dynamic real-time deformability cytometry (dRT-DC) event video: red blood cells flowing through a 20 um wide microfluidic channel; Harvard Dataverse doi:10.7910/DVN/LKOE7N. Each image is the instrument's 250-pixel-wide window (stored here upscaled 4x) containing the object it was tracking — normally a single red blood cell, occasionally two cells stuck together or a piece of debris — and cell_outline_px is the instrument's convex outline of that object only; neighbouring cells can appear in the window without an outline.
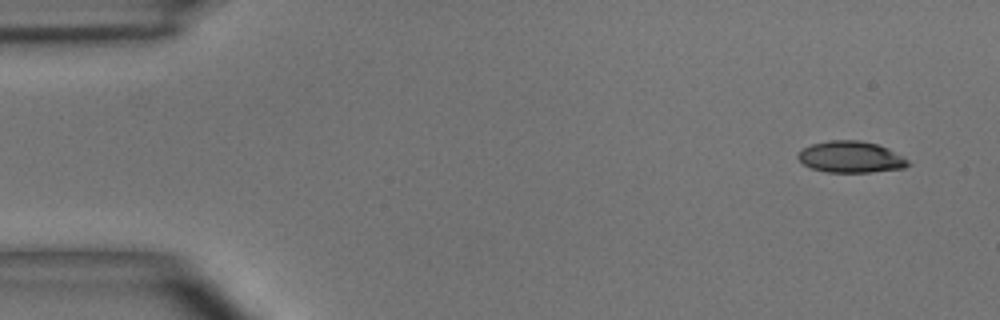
{"species": "common noctule bat (a hibernating species)", "species_latin": "Nyctalus noctula", "temperature_condition": "room temperature", "stored_images_in_passage": 4, "camera_frame_rate_fps": 3000, "um_per_image_px": 0.085, "animal": {"sex": "male", "body_mass_g": 15.6}, "frame": {"image": 1, "passage_image": 1, "time_ms": 0.0, "image_size_px": [1000, 320], "cell_outline_px": [[908, 164], [904, 168], [872, 172], [828, 172], [812, 168], [804, 164], [796, 156], [804, 148], [812, 144], [828, 140], [860, 140], [876, 144], [888, 148], [908, 160]], "centroid_in_image_um": [72.31, 13.34], "position_along_channel_um": 12.7, "area_um2": 19.94}}
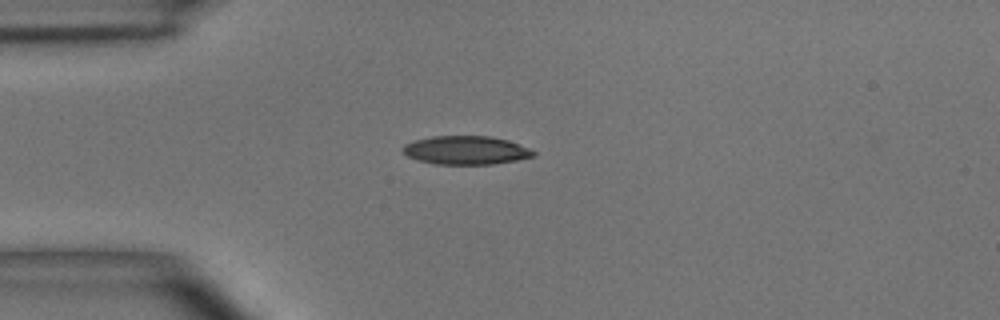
{"frame": {"image": 2, "passage_image": 4, "time_ms": 3.333, "image_size_px": [1000, 320], "cell_outline_px": [[536, 156], [516, 160], [492, 164], [436, 164], [420, 160], [408, 156], [400, 148], [404, 144], [412, 140], [432, 136], [492, 136], [508, 140], [528, 148], [536, 152]], "centroid_in_image_um": [39.59, 12.76], "position_along_channel_um": 45.4, "area_um2": 21.73}}